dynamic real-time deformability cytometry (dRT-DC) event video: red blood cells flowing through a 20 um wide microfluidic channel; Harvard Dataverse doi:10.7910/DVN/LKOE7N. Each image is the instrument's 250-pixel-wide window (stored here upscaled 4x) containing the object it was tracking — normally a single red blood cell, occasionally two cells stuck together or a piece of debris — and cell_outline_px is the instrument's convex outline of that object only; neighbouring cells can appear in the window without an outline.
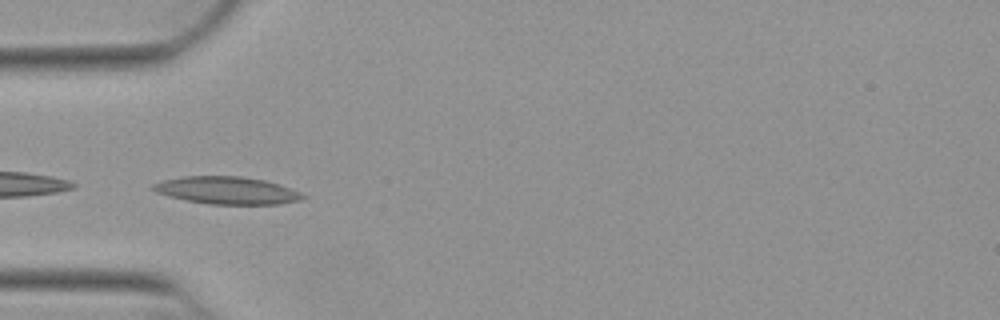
{"species": "Egyptian fruit bat (a non-hibernating species)", "species_latin": "Rousettus aegyptiacus", "temperature_condition": "warm", "stored_images_in_passage": 36, "camera_frame_rate_fps": 3000, "um_per_image_px": 0.085, "animal": {"sex": "female"}, "frame": {"image": 1, "passage_image": 1, "time_ms": 0.0, "image_size_px": [1000, 320], "cell_outline_px": [[308, 196], [300, 200], [280, 204], [208, 204], [184, 200], [168, 196], [156, 192], [152, 188], [152, 184], [164, 180], [184, 176], [240, 176], [264, 180], [280, 184], [300, 192]], "centroid_in_image_um": [19.3, 16.19], "position_along_channel_um": 65.7, "area_um2": 23.99}}
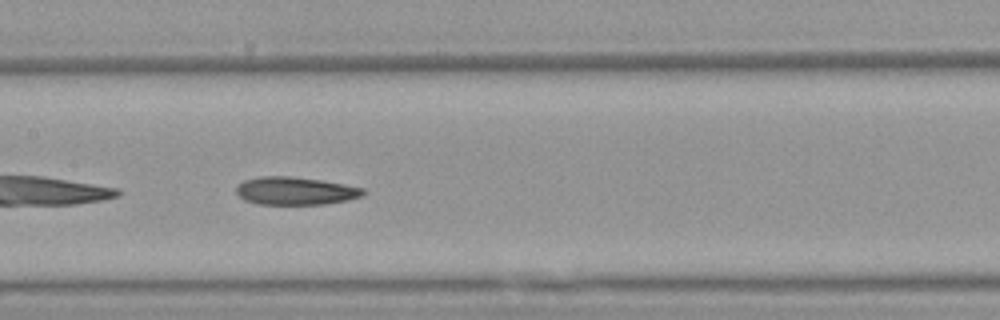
{"frame": {"image": 2, "passage_image": 10, "time_ms": 3.0, "image_size_px": [1000, 320], "cell_outline_px": [[364, 196], [348, 200], [324, 204], [260, 204], [244, 200], [236, 192], [236, 184], [244, 180], [260, 176], [292, 176], [320, 180], [344, 184], [364, 188]], "centroid_in_image_um": [25.09, 16.22], "position_along_channel_um": 182.3, "area_um2": 20.69}}
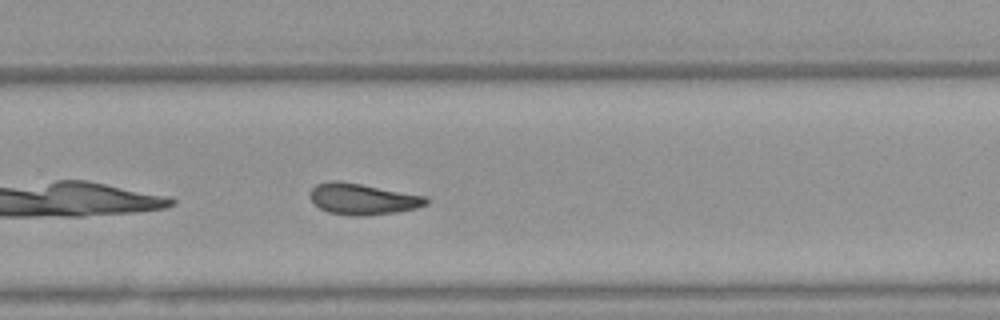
{"frame": {"image": 3, "passage_image": 19, "time_ms": 6.0, "image_size_px": [1000, 320], "cell_outline_px": [[428, 204], [416, 208], [396, 212], [368, 216], [352, 216], [328, 212], [320, 208], [312, 200], [308, 192], [316, 184], [328, 180], [340, 180], [428, 196]], "centroid_in_image_um": [30.83, 16.91], "position_along_channel_um": 299.0, "area_um2": 21.39}, "authors_computed_cell_mechanics": {"area_um2": 20.9814, "velocity_mm_per_s": 3.906, "shape_relaxation_time_tau1_ms": null, "shape_relaxation_time_tau2_ms": 2.5215, "deformation_change_tau1": null, "deformation_change_tau2": 0.1001}}